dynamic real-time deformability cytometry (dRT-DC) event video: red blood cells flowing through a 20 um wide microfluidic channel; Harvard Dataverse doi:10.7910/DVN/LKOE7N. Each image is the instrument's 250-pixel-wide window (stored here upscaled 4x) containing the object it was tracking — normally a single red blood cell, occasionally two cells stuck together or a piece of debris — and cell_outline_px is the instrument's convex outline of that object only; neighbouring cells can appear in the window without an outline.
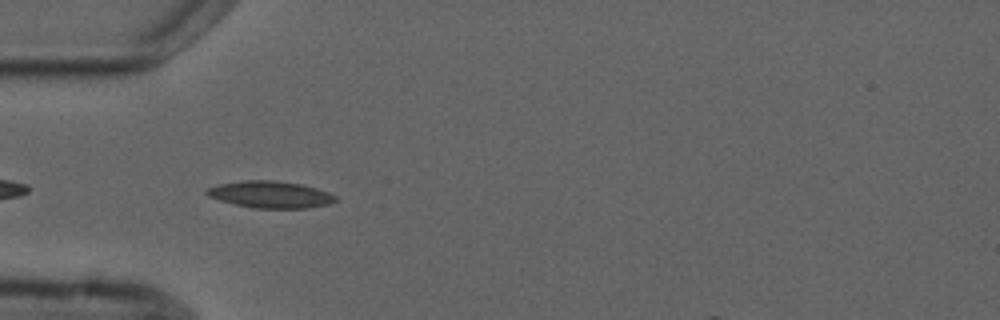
{"species": "common noctule bat (a hibernating species)", "species_latin": "Nyctalus noctula", "temperature_condition": "cold", "stored_images_in_passage": 6, "camera_frame_rate_fps": 3000, "um_per_image_px": 0.085, "animal": {"sex": "male", "forearm_length_mm": 52.5}, "frame": {"image": 1, "passage_image": 5, "time_ms": 4.667, "image_size_px": [1000, 320], "cell_outline_px": [[336, 200], [328, 204], [308, 208], [252, 208], [220, 200], [208, 196], [204, 192], [208, 188], [220, 184], [244, 180], [276, 180], [300, 184], [316, 188], [328, 192], [336, 196]], "centroid_in_image_um": [22.98, 16.53], "position_along_channel_um": 62.0, "area_um2": 20.0}}
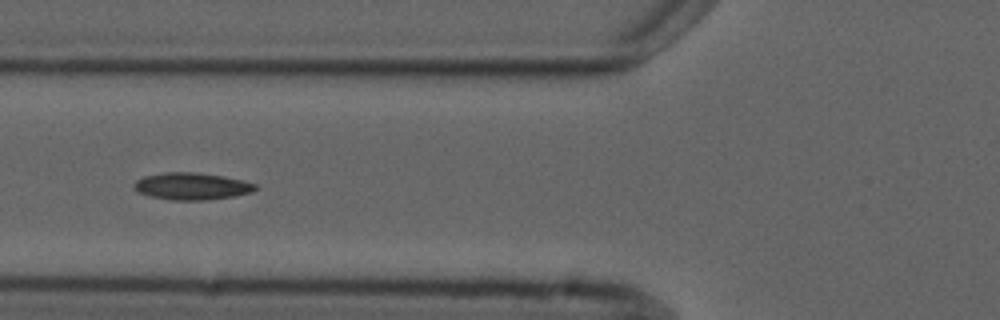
{"frame": {"image": 2, "passage_image": 6, "time_ms": 6.0, "image_size_px": [1000, 320], "cell_outline_px": [[256, 188], [252, 192], [236, 196], [208, 200], [168, 200], [152, 196], [140, 192], [132, 184], [136, 180], [144, 176], [164, 172], [196, 172], [224, 176], [256, 184]], "centroid_in_image_um": [16.31, 15.83], "position_along_channel_um": 109.5, "area_um2": 19.07}}